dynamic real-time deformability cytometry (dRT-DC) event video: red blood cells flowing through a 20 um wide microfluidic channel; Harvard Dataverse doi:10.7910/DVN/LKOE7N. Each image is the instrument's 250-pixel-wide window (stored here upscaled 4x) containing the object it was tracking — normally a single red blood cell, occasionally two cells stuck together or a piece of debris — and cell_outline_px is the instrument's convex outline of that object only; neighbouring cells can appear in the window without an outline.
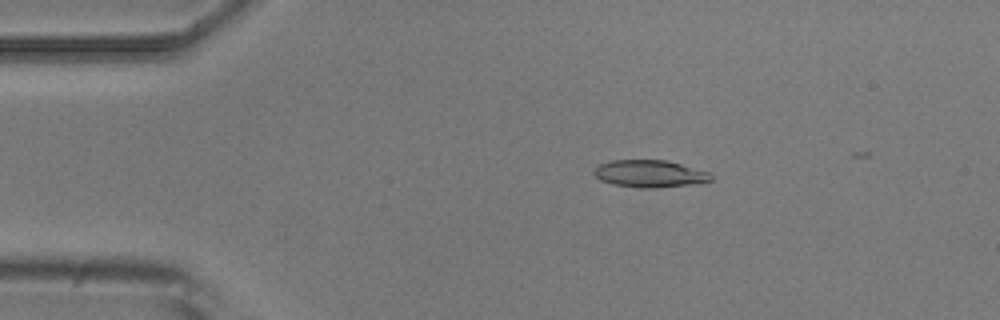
{"species": "common noctule bat (a hibernating species)", "species_latin": "Nyctalus noctula", "temperature_condition": "room temperature", "stored_images_in_passage": 5, "camera_frame_rate_fps": 3000, "um_per_image_px": 0.085, "animal": {"sex": "male", "body_mass_g": 20.5, "forearm_length_mm": 52.5}, "frame": {"image": 1, "passage_image": 3, "time_ms": 2.333, "image_size_px": [1000, 320], "cell_outline_px": [[712, 180], [696, 184], [656, 188], [640, 188], [612, 184], [600, 180], [592, 172], [600, 164], [612, 160], [668, 160], [712, 172]], "centroid_in_image_um": [55.28, 14.77], "position_along_channel_um": 29.7, "area_um2": 18.84}}